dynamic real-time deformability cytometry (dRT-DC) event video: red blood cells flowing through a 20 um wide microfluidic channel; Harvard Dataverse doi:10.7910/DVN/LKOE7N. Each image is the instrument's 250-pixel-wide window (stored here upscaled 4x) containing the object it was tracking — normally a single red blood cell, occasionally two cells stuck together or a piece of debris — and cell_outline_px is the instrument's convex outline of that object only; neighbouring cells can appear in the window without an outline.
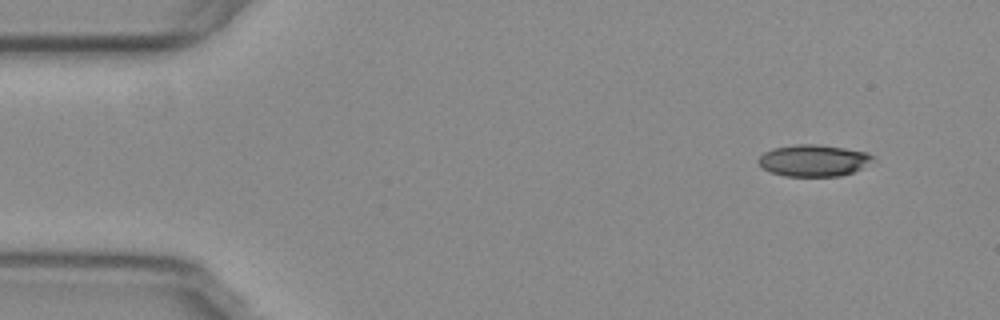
{"species": "common noctule bat (a hibernating species)", "species_latin": "Nyctalus noctula", "temperature_condition": "warm", "stored_images_in_passage": 50, "camera_frame_rate_fps": 3000, "um_per_image_px": 0.085, "animal": {"sex": "female", "body_mass_g": 29.2, "forearm_length_mm": 56.3}, "frame": {"image": 1, "passage_image": 1, "time_ms": 0.0, "image_size_px": [1000, 320], "cell_outline_px": [[876, 160], [852, 172], [840, 176], [784, 176], [768, 172], [756, 160], [764, 152], [772, 148], [796, 144], [820, 144], [868, 152], [876, 156]], "centroid_in_image_um": [69.16, 13.63], "position_along_channel_um": 15.8, "area_um2": 21.39}}
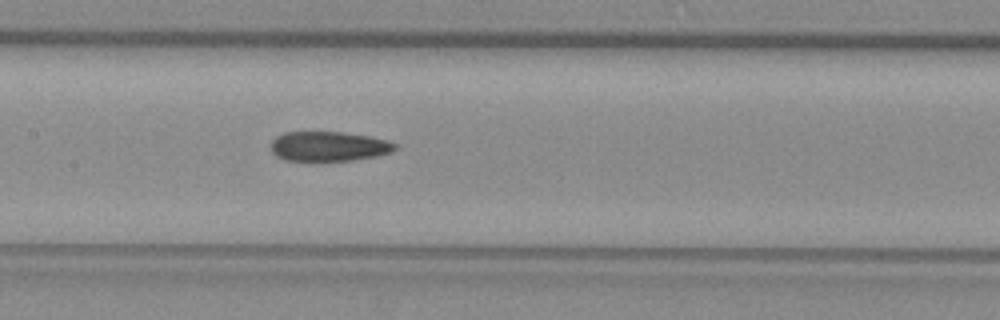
{"frame": {"image": 2, "passage_image": 22, "time_ms": 7.0, "image_size_px": [1000, 320], "cell_outline_px": [[396, 148], [392, 152], [376, 156], [352, 160], [312, 164], [284, 160], [276, 156], [272, 152], [272, 140], [276, 136], [284, 132], [340, 132], [372, 136], [388, 140], [396, 144]], "centroid_in_image_um": [27.91, 12.48], "position_along_channel_um": 179.5, "area_um2": 22.43}}
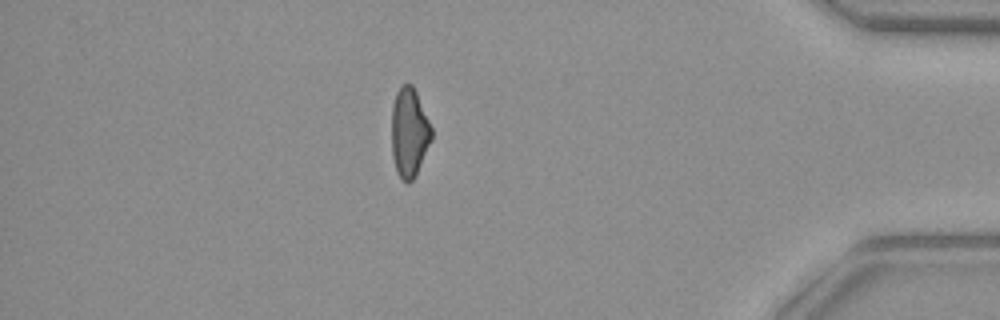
{"frame": {"image": 3, "passage_image": 43, "time_ms": 14.0, "image_size_px": [1000, 320], "cell_outline_px": [[432, 140], [416, 176], [408, 184], [400, 180], [396, 172], [392, 156], [392, 104], [396, 92], [404, 84], [412, 84], [416, 92], [432, 128]], "centroid_in_image_um": [34.78, 11.32], "position_along_channel_um": 400.4, "area_um2": 20.98}, "authors_computed_cell_mechanics": {"area_um2": 22.3108, "velocity_mm_per_s": 3.8022, "shape_relaxation_time_tau1_ms": null, "shape_relaxation_time_tau2_ms": 3.6849, "deformation_change_tau1": null, "deformation_change_tau2": 0.1196}}